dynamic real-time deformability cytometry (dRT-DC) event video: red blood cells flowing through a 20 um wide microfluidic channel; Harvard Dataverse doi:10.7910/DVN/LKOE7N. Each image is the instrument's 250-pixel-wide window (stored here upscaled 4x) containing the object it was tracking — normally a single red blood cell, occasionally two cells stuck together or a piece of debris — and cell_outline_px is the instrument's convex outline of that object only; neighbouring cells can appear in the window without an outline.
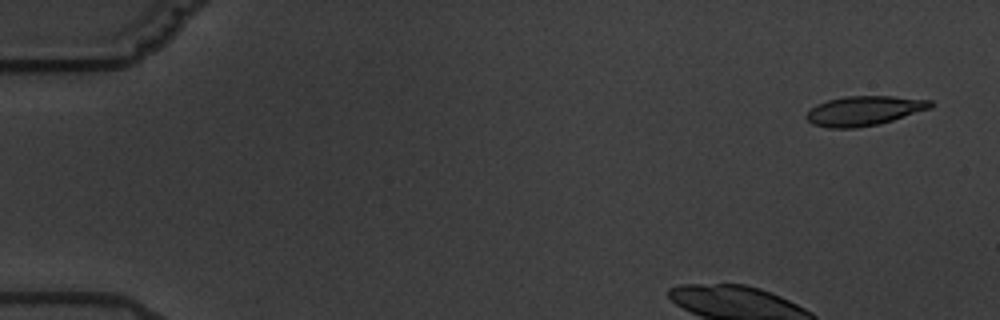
{"species": "common noctule bat (a hibernating species)", "species_latin": "Nyctalus noctula", "temperature_condition": "warm", "stored_images_in_passage": 6, "camera_frame_rate_fps": 3000, "um_per_image_px": 0.085, "animal": {"sex": "male", "body_mass_g": 19.5, "forearm_length_mm": 54.6}, "frame": {"image": 1, "passage_image": 1, "time_ms": 0.0, "image_size_px": [1000, 320], "cell_outline_px": [[936, 104], [932, 108], [880, 124], [856, 128], [828, 128], [812, 124], [804, 116], [816, 104], [828, 100], [844, 96], [892, 96], [932, 100]], "centroid_in_image_um": [73.48, 9.41], "position_along_channel_um": 11.5, "area_um2": 21.62}}
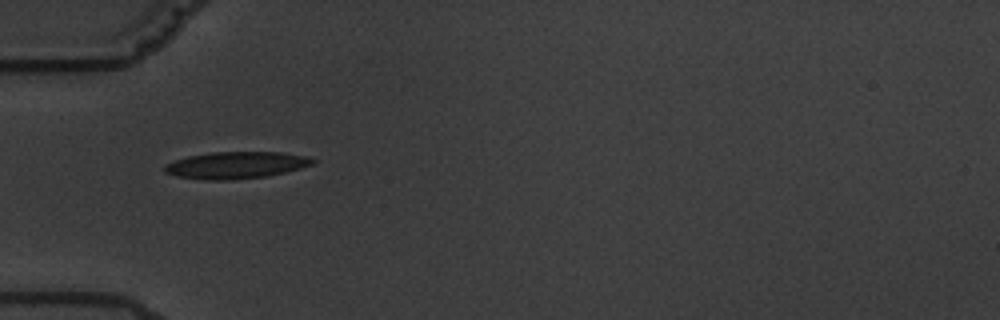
{"frame": {"image": 2, "passage_image": 5, "time_ms": 5.667, "image_size_px": [1000, 320], "cell_outline_px": [[316, 160], [312, 164], [300, 168], [268, 176], [232, 180], [208, 180], [176, 176], [164, 172], [164, 164], [188, 156], [212, 152], [280, 152], [308, 156]], "centroid_in_image_um": [20.05, 14.04], "position_along_channel_um": 64.9, "area_um2": 23.18}}